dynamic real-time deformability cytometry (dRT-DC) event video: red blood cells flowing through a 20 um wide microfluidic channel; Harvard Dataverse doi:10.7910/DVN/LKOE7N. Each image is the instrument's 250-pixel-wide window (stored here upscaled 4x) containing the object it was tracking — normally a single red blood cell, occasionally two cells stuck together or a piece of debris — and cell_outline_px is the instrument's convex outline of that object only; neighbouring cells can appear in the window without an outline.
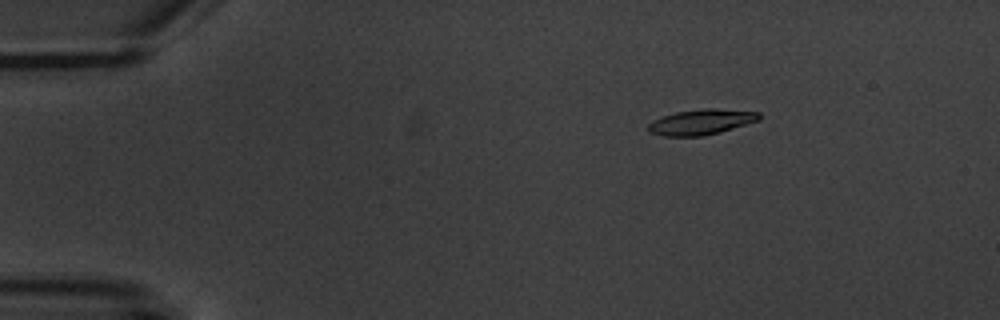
{"species": "common noctule bat (a hibernating species)", "species_latin": "Nyctalus noctula", "temperature_condition": "warm", "stored_images_in_passage": 5, "camera_frame_rate_fps": 3000, "um_per_image_px": 0.085, "animal": {"sex": "male", "body_mass_g": 20.1, "forearm_length_mm": 53.5}, "frame": {"image": 1, "passage_image": 3, "time_ms": 2.667, "image_size_px": [1000, 320], "cell_outline_px": [[760, 120], [720, 132], [700, 136], [664, 136], [648, 132], [648, 124], [652, 120], [676, 112], [704, 108], [712, 108], [760, 112]], "centroid_in_image_um": [59.6, 10.37], "position_along_channel_um": 25.4, "area_um2": 16.36}}